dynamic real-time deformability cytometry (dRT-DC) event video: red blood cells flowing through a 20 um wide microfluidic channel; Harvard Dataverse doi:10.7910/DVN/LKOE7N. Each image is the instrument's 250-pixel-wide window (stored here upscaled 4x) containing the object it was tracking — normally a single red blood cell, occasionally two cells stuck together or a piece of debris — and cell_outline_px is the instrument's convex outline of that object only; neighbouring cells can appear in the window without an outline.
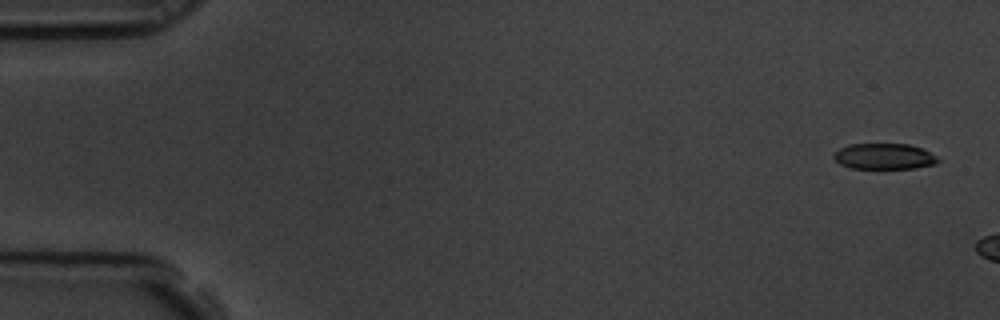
{"species": "common noctule bat (a hibernating species)", "species_latin": "Nyctalus noctula", "temperature_condition": "room temperature", "stored_images_in_passage": 6, "camera_frame_rate_fps": 3000, "um_per_image_px": 0.085, "animal": {"sex": "male", "body_mass_g": 19.5, "forearm_length_mm": 54.6}, "frame": {"image": 1, "passage_image": 1, "time_ms": 0.0, "image_size_px": [1000, 320], "cell_outline_px": [[940, 160], [936, 164], [912, 168], [852, 168], [840, 164], [832, 156], [840, 148], [848, 144], [908, 144], [924, 148], [936, 156]], "centroid_in_image_um": [75.18, 13.28], "position_along_channel_um": 9.8, "area_um2": 15.66}}